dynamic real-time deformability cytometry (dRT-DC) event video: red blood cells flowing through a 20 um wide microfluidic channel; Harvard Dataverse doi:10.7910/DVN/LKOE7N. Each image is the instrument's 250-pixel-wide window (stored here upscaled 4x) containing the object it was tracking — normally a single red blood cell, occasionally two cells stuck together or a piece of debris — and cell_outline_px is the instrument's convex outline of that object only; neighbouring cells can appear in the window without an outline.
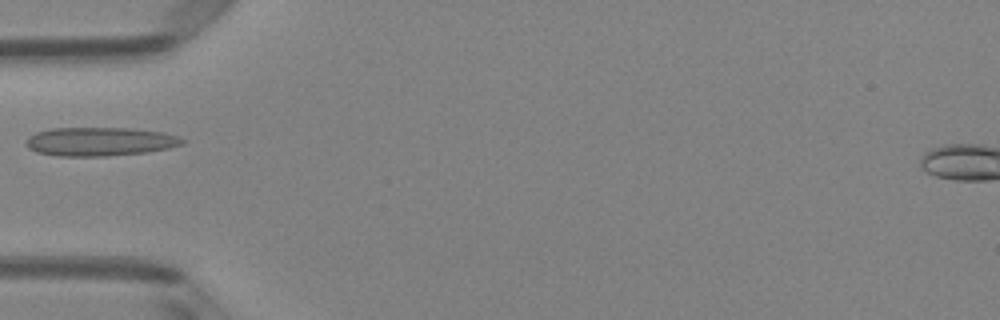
{"species": "Egyptian fruit bat (a non-hibernating species)", "species_latin": "Rousettus aegyptiacus", "temperature_condition": "room temperature", "stored_images_in_passage": 5, "camera_frame_rate_fps": 3000, "um_per_image_px": 0.085, "animal": {"sex": "female"}, "frame": {"image": 1, "passage_image": 5, "time_ms": 1.333, "image_size_px": [1000, 320], "cell_outline_px": [[184, 144], [168, 148], [148, 152], [104, 156], [56, 156], [36, 152], [28, 148], [24, 144], [28, 136], [36, 132], [52, 128], [132, 128], [164, 132], [176, 136], [184, 140]], "centroid_in_image_um": [8.45, 12.03], "position_along_channel_um": 76.5, "area_um2": 26.3}}